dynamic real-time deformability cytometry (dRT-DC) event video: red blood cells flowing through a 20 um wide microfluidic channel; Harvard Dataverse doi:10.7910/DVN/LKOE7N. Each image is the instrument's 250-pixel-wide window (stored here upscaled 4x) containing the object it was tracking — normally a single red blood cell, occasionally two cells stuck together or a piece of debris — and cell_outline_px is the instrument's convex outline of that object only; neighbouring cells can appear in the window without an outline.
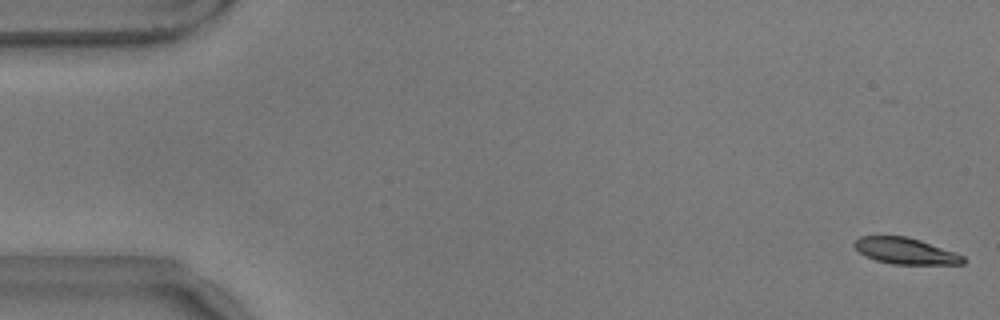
{"species": "common noctule bat (a hibernating species)", "species_latin": "Nyctalus noctula", "temperature_condition": "warm", "stored_images_in_passage": 22, "camera_frame_rate_fps": 3000, "um_per_image_px": 0.085, "animal": {"sex": "male", "body_mass_g": 17.9}, "frame": {"image": 1, "passage_image": 1, "time_ms": 0.0, "image_size_px": [1000, 320], "cell_outline_px": [[968, 260], [964, 264], [892, 264], [876, 260], [864, 256], [852, 244], [860, 236], [908, 236], [920, 240], [964, 256]], "centroid_in_image_um": [76.96, 21.33], "position_along_channel_um": 8.0, "area_um2": 16.59}}
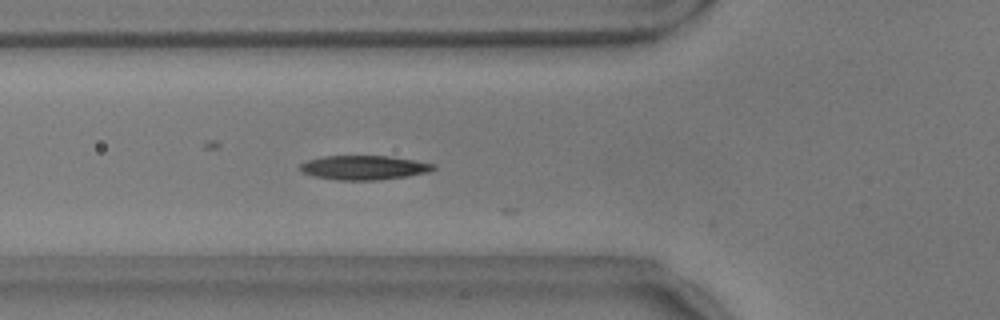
{"frame": {"image": 2, "passage_image": 20, "time_ms": 6.333, "image_size_px": [1000, 320], "cell_outline_px": [[436, 168], [428, 172], [408, 176], [376, 180], [336, 180], [316, 176], [304, 172], [300, 168], [300, 164], [308, 160], [320, 156], [388, 156], [436, 164]], "centroid_in_image_um": [30.95, 14.24], "position_along_channel_um": 94.8, "area_um2": 18.67}}